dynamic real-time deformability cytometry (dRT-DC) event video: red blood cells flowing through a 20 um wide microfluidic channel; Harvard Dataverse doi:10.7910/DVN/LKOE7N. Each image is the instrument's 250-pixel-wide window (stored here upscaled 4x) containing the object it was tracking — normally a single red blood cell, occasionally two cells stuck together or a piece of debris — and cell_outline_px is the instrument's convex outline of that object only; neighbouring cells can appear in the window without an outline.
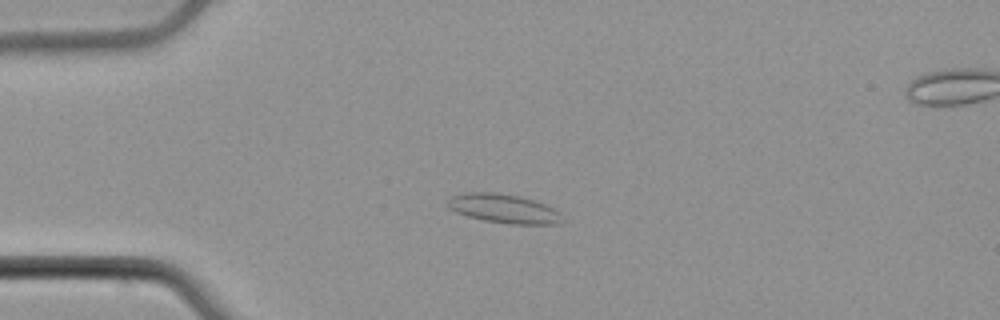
{"species": "common noctule bat (a hibernating species)", "species_latin": "Nyctalus noctula", "temperature_condition": "cold", "stored_images_in_passage": 56, "camera_frame_rate_fps": 3000, "um_per_image_px": 0.085, "animal": {"sex": "male", "body_mass_g": 21.5, "forearm_length_mm": 52.0}, "frame": {"image": 1, "passage_image": 14, "time_ms": 4.333, "image_size_px": [1000, 320], "cell_outline_px": [[560, 224], [508, 224], [484, 220], [468, 216], [456, 212], [448, 208], [444, 204], [448, 196], [464, 192], [496, 192], [520, 196], [556, 208], [560, 212]], "centroid_in_image_um": [42.74, 17.71], "position_along_channel_um": 42.3, "area_um2": 19.65}}
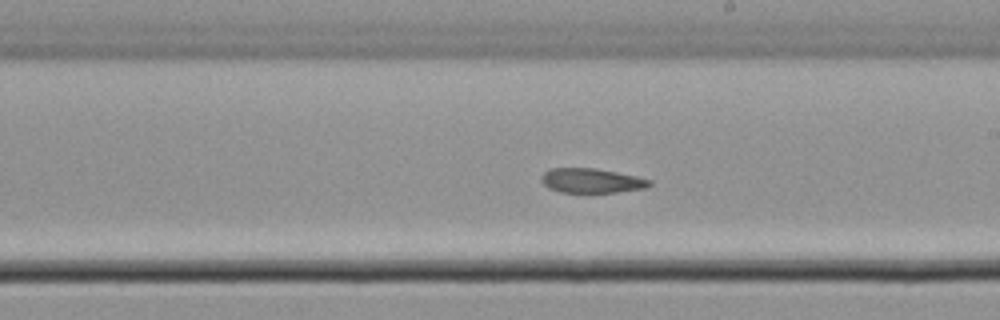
{"frame": {"image": 2, "passage_image": 32, "time_ms": 10.333, "image_size_px": [1000, 320], "cell_outline_px": [[652, 184], [644, 188], [616, 192], [560, 192], [548, 188], [540, 180], [540, 176], [544, 172], [552, 168], [596, 168], [636, 176], [652, 180]], "centroid_in_image_um": [50.25, 15.35], "position_along_channel_um": 238.7, "area_um2": 15.43}}
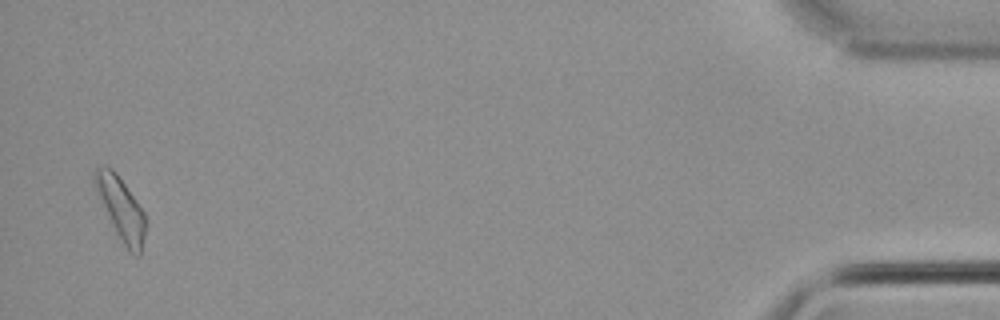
{"frame": {"image": 3, "passage_image": 54, "time_ms": 17.667, "image_size_px": [1000, 320], "cell_outline_px": [[148, 220], [140, 256], [136, 256], [128, 252], [116, 232], [112, 224], [92, 180], [92, 172], [96, 168], [112, 168], [116, 172], [144, 212]], "centroid_in_image_um": [10.32, 17.78], "position_along_channel_um": 424.9, "area_um2": 18.26}}